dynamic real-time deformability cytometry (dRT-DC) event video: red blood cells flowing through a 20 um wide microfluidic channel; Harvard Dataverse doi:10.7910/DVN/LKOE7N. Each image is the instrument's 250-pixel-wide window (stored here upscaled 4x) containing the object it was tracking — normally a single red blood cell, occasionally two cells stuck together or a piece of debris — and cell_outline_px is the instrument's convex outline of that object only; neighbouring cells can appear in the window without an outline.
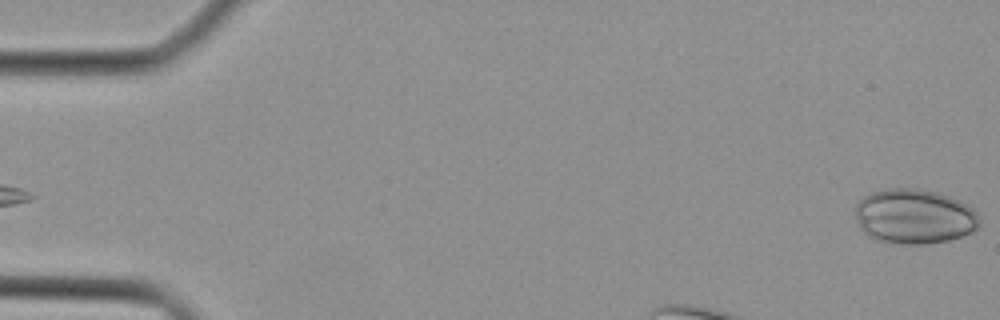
{"species": "Egyptian fruit bat (a non-hibernating species)", "species_latin": "Rousettus aegyptiacus", "temperature_condition": "cold", "stored_images_in_passage": 38, "camera_frame_rate_fps": 3000, "um_per_image_px": 0.085, "animal": {"sex": "female"}, "frame": {"image": 1, "passage_image": 1, "time_ms": 0.0, "image_size_px": [1000, 320], "cell_outline_px": [[980, 224], [976, 228], [960, 236], [948, 240], [924, 244], [900, 244], [872, 240], [860, 228], [856, 216], [856, 204], [864, 196], [872, 192], [888, 188], [916, 188], [936, 192], [948, 196], [968, 204], [980, 216]], "centroid_in_image_um": [77.69, 18.4], "position_along_channel_um": 7.3, "area_um2": 39.77}}